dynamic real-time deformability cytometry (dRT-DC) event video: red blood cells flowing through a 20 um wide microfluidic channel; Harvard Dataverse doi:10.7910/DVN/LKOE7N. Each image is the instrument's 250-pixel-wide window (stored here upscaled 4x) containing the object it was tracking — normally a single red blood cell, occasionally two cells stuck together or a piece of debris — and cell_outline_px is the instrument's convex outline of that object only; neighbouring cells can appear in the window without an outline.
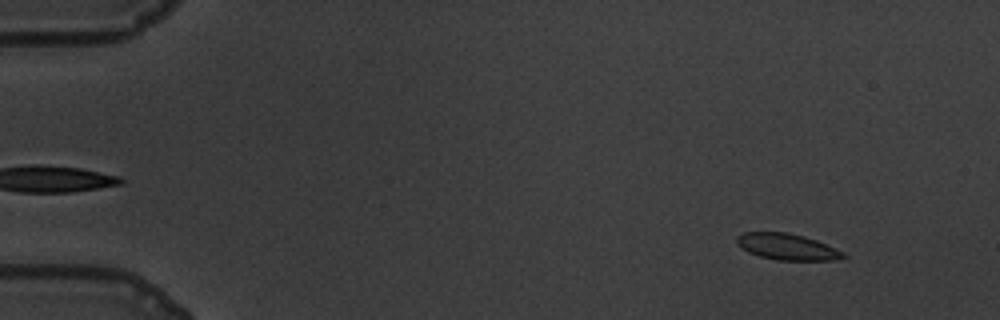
{"species": "common noctule bat (a hibernating species)", "species_latin": "Nyctalus noctula", "temperature_condition": "warm", "stored_images_in_passage": 60, "camera_frame_rate_fps": 3000, "um_per_image_px": 0.085, "animal": {"sex": "male", "body_mass_g": 19.5, "forearm_length_mm": 54.6}, "frame": {"image": 1, "passage_image": 6, "time_ms": 1.667, "image_size_px": [1000, 320], "cell_outline_px": [[848, 256], [832, 260], [776, 260], [760, 256], [748, 252], [740, 248], [736, 244], [736, 236], [744, 232], [788, 232], [804, 236], [816, 240], [844, 252]], "centroid_in_image_um": [66.86, 20.97], "position_along_channel_um": 18.1, "area_um2": 16.36}}
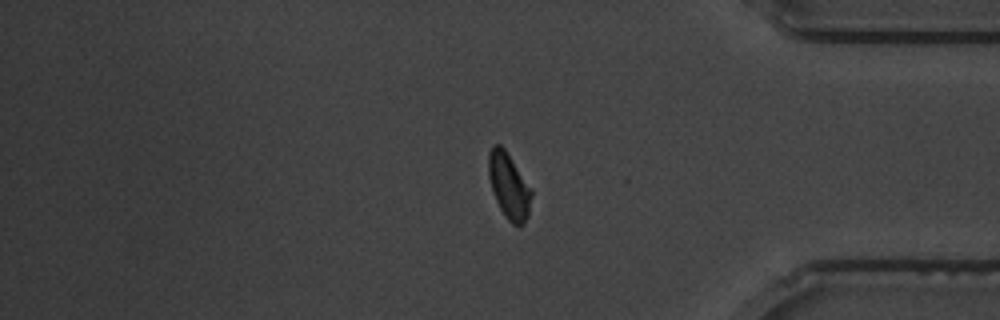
{"frame": {"image": 2, "passage_image": 50, "time_ms": 16.333, "image_size_px": [1000, 320], "cell_outline_px": [[532, 196], [528, 216], [520, 228], [512, 224], [508, 220], [500, 208], [496, 200], [488, 176], [488, 152], [492, 144], [500, 144], [504, 148], [532, 188]], "centroid_in_image_um": [43.26, 15.79], "position_along_channel_um": 391.9, "area_um2": 16.59}}
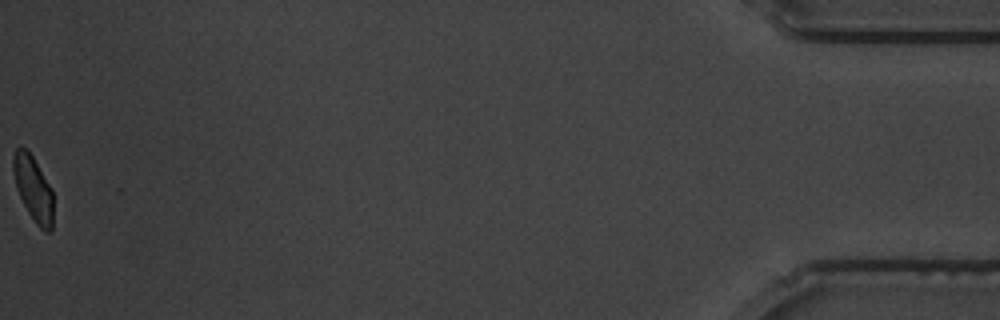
{"frame": {"image": 3, "passage_image": 60, "time_ms": 19.667, "image_size_px": [1000, 320], "cell_outline_px": [[52, 228], [48, 232], [44, 232], [36, 224], [28, 212], [20, 196], [16, 184], [12, 168], [12, 160], [16, 148], [20, 144], [28, 148], [52, 188]], "centroid_in_image_um": [2.82, 15.96], "position_along_channel_um": 432.4, "area_um2": 15.26}, "authors_computed_cell_mechanics": {"area_um2": 16.5886, "velocity_mm_per_s": 3.444, "shape_relaxation_time_tau1_ms": 3.2399, "shape_relaxation_time_tau2_ms": null, "deformation_change_tau1": 0.1035, "deformation_change_tau2": null}}